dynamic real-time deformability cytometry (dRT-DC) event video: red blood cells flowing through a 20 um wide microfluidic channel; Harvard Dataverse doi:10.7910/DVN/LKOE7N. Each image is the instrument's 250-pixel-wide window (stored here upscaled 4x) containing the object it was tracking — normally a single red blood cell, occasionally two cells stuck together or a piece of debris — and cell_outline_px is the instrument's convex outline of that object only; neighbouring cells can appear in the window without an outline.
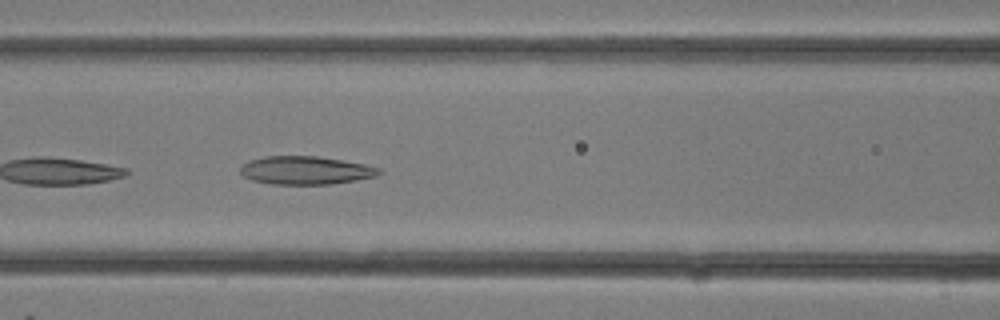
{"species": "common noctule bat (a hibernating species)", "species_latin": "Nyctalus noctula", "temperature_condition": "room temperature", "stored_images_in_passage": 9, "camera_frame_rate_fps": 3000, "um_per_image_px": 0.085, "animal": {"sex": "female"}, "frame": {"image": 1, "passage_image": 9, "time_ms": 2.667, "image_size_px": [1000, 320], "cell_outline_px": [[384, 172], [376, 176], [356, 180], [332, 184], [272, 184], [252, 180], [244, 176], [240, 172], [240, 168], [244, 164], [252, 160], [264, 156], [316, 156], [364, 164], [380, 168]], "centroid_in_image_um": [26.0, 14.48], "position_along_channel_um": 140.6, "area_um2": 22.66}}